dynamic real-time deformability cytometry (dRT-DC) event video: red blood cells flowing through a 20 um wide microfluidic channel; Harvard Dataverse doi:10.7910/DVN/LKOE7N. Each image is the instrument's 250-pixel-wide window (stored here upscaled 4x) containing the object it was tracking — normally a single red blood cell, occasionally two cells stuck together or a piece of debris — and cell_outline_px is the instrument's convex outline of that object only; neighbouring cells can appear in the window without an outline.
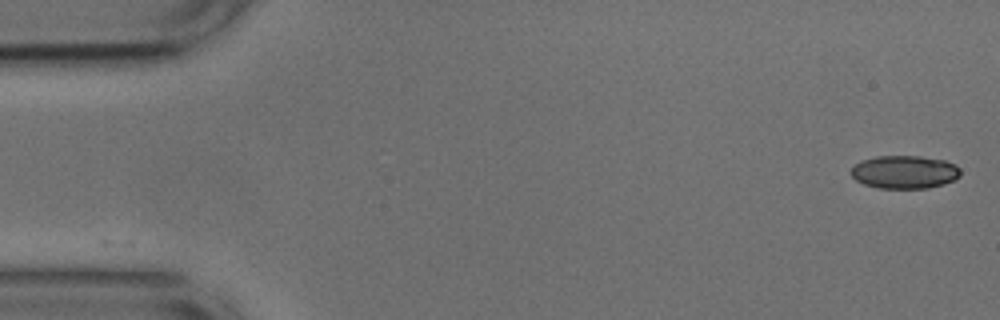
{"species": "common noctule bat (a hibernating species)", "species_latin": "Nyctalus noctula", "temperature_condition": "cold", "stored_images_in_passage": 52, "camera_frame_rate_fps": 3000, "um_per_image_px": 0.085, "animal": {"sex": "male", "body_mass_g": 17.9, "forearm_length_mm": 54.2}, "frame": {"image": 1, "passage_image": 1, "time_ms": 0.0, "image_size_px": [1000, 320], "cell_outline_px": [[960, 176], [956, 180], [944, 184], [928, 188], [880, 188], [864, 184], [856, 180], [852, 176], [852, 168], [860, 160], [876, 156], [920, 156], [944, 160], [956, 164], [960, 168]], "centroid_in_image_um": [76.92, 14.62], "position_along_channel_um": 8.1, "area_um2": 21.21}}
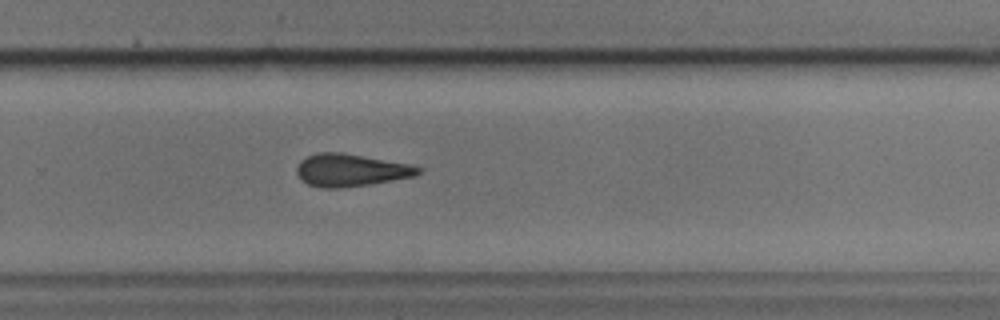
{"frame": {"image": 2, "passage_image": 34, "time_ms": 11.0, "image_size_px": [1000, 320], "cell_outline_px": [[424, 168], [416, 176], [368, 184], [340, 188], [320, 188], [308, 184], [300, 180], [296, 172], [296, 168], [300, 160], [316, 152], [340, 152], [408, 164]], "centroid_in_image_um": [29.77, 14.47], "position_along_channel_um": 300.0, "area_um2": 22.95}}
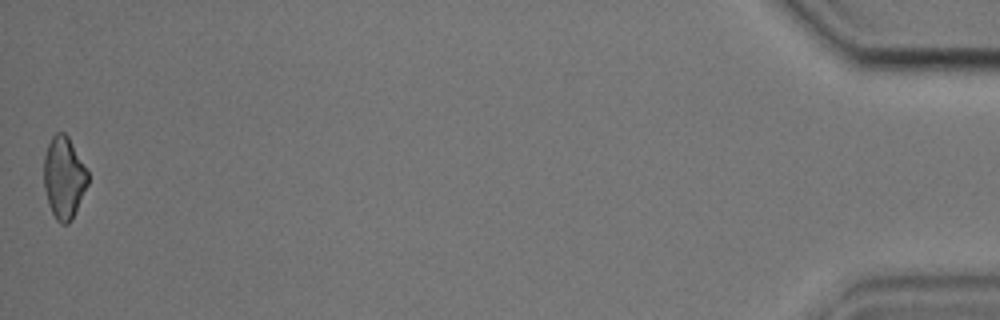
{"frame": {"image": 3, "passage_image": 52, "time_ms": 17.0, "image_size_px": [1000, 320], "cell_outline_px": [[88, 184], [72, 220], [68, 224], [60, 224], [56, 220], [48, 204], [44, 188], [44, 156], [48, 144], [52, 136], [56, 132], [64, 132], [68, 136], [88, 172]], "centroid_in_image_um": [5.42, 15.12], "position_along_channel_um": 429.8, "area_um2": 21.04}, "authors_computed_cell_mechanics": {"area_um2": 22.7154, "velocity_mm_per_s": 3.7718, "shape_relaxation_time_tau1_ms": 5.9699, "shape_relaxation_time_tau2_ms": 6.0835, "deformation_change_tau1": 0.1211, "deformation_change_tau2": 0.1752}}